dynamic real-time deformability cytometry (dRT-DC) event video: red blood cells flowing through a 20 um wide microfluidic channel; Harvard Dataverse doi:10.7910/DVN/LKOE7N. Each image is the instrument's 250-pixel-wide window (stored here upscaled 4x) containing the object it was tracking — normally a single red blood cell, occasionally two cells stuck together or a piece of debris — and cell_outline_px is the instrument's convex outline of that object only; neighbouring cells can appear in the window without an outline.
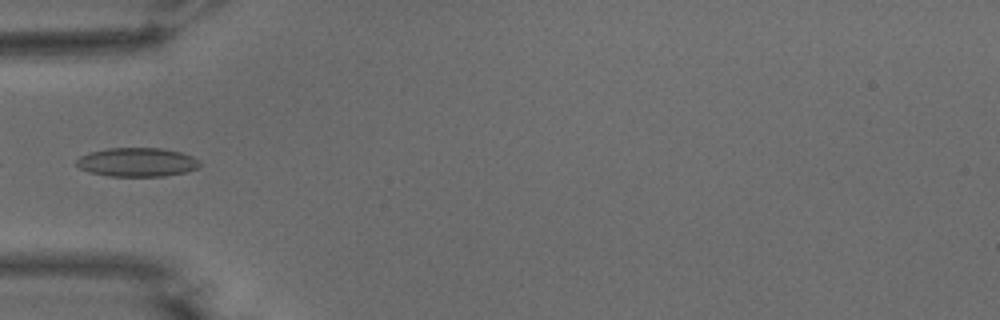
{"species": "common noctule bat (a hibernating species)", "species_latin": "Nyctalus noctula", "temperature_condition": "warm", "stored_images_in_passage": 36, "camera_frame_rate_fps": 3000, "um_per_image_px": 0.085, "animal": {"sex": "male", "body_mass_g": 15.6}, "frame": {"image": 1, "passage_image": 1, "time_ms": 0.0, "image_size_px": [1000, 320], "cell_outline_px": [[200, 168], [184, 172], [164, 176], [108, 176], [88, 172], [80, 168], [76, 164], [76, 160], [80, 156], [88, 152], [108, 148], [160, 148], [180, 152], [192, 156], [200, 160]], "centroid_in_image_um": [11.64, 13.78], "position_along_channel_um": 73.4, "area_um2": 20.87}}